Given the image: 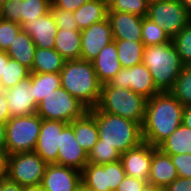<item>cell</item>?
Segmentation results:
<instances>
[{"label":"cell","instance_id":"b9f144b4","mask_svg":"<svg viewBox=\"0 0 191 191\" xmlns=\"http://www.w3.org/2000/svg\"><path fill=\"white\" fill-rule=\"evenodd\" d=\"M91 0H51V5L66 11L75 12L80 6Z\"/></svg>","mask_w":191,"mask_h":191},{"label":"cell","instance_id":"5bb4252c","mask_svg":"<svg viewBox=\"0 0 191 191\" xmlns=\"http://www.w3.org/2000/svg\"><path fill=\"white\" fill-rule=\"evenodd\" d=\"M58 156L54 164L82 171L88 163V153L77 142L73 127L68 124L60 134Z\"/></svg>","mask_w":191,"mask_h":191},{"label":"cell","instance_id":"74e56055","mask_svg":"<svg viewBox=\"0 0 191 191\" xmlns=\"http://www.w3.org/2000/svg\"><path fill=\"white\" fill-rule=\"evenodd\" d=\"M107 171L108 185L110 191H116L119 184L126 177V173L121 160L101 165Z\"/></svg>","mask_w":191,"mask_h":191},{"label":"cell","instance_id":"f1b7e54d","mask_svg":"<svg viewBox=\"0 0 191 191\" xmlns=\"http://www.w3.org/2000/svg\"><path fill=\"white\" fill-rule=\"evenodd\" d=\"M33 96L39 103L42 99L61 87L60 73H30Z\"/></svg>","mask_w":191,"mask_h":191},{"label":"cell","instance_id":"5b68a950","mask_svg":"<svg viewBox=\"0 0 191 191\" xmlns=\"http://www.w3.org/2000/svg\"><path fill=\"white\" fill-rule=\"evenodd\" d=\"M147 99L131 89L101 85V96L96 106L101 112L114 114L134 122L141 127L145 119Z\"/></svg>","mask_w":191,"mask_h":191},{"label":"cell","instance_id":"8992f818","mask_svg":"<svg viewBox=\"0 0 191 191\" xmlns=\"http://www.w3.org/2000/svg\"><path fill=\"white\" fill-rule=\"evenodd\" d=\"M42 118L37 114L11 117L6 123L5 156L34 151Z\"/></svg>","mask_w":191,"mask_h":191},{"label":"cell","instance_id":"7c38bea8","mask_svg":"<svg viewBox=\"0 0 191 191\" xmlns=\"http://www.w3.org/2000/svg\"><path fill=\"white\" fill-rule=\"evenodd\" d=\"M81 59L93 61L113 38L109 19L92 24L81 31Z\"/></svg>","mask_w":191,"mask_h":191},{"label":"cell","instance_id":"f35d334b","mask_svg":"<svg viewBox=\"0 0 191 191\" xmlns=\"http://www.w3.org/2000/svg\"><path fill=\"white\" fill-rule=\"evenodd\" d=\"M54 21L57 24L58 29H70V30H79L78 23L75 20L73 12L66 11L54 6H50L49 9Z\"/></svg>","mask_w":191,"mask_h":191},{"label":"cell","instance_id":"3957f363","mask_svg":"<svg viewBox=\"0 0 191 191\" xmlns=\"http://www.w3.org/2000/svg\"><path fill=\"white\" fill-rule=\"evenodd\" d=\"M88 111L96 119L100 145L114 147L123 154L143 142L142 127L137 122L101 112L97 107Z\"/></svg>","mask_w":191,"mask_h":191},{"label":"cell","instance_id":"f6af8a7d","mask_svg":"<svg viewBox=\"0 0 191 191\" xmlns=\"http://www.w3.org/2000/svg\"><path fill=\"white\" fill-rule=\"evenodd\" d=\"M182 124L191 129V104L184 106Z\"/></svg>","mask_w":191,"mask_h":191},{"label":"cell","instance_id":"c3c4849f","mask_svg":"<svg viewBox=\"0 0 191 191\" xmlns=\"http://www.w3.org/2000/svg\"><path fill=\"white\" fill-rule=\"evenodd\" d=\"M10 57L5 51H0V79L4 76L5 66L7 65Z\"/></svg>","mask_w":191,"mask_h":191},{"label":"cell","instance_id":"ffe728a7","mask_svg":"<svg viewBox=\"0 0 191 191\" xmlns=\"http://www.w3.org/2000/svg\"><path fill=\"white\" fill-rule=\"evenodd\" d=\"M178 177L170 155L153 146V155L148 185L166 188Z\"/></svg>","mask_w":191,"mask_h":191},{"label":"cell","instance_id":"ee69618b","mask_svg":"<svg viewBox=\"0 0 191 191\" xmlns=\"http://www.w3.org/2000/svg\"><path fill=\"white\" fill-rule=\"evenodd\" d=\"M7 99L5 96V91H0V123L6 124L11 118L9 108L7 105Z\"/></svg>","mask_w":191,"mask_h":191},{"label":"cell","instance_id":"6da1fadb","mask_svg":"<svg viewBox=\"0 0 191 191\" xmlns=\"http://www.w3.org/2000/svg\"><path fill=\"white\" fill-rule=\"evenodd\" d=\"M183 109L184 106L169 91L147 99L143 141L157 147L182 124Z\"/></svg>","mask_w":191,"mask_h":191},{"label":"cell","instance_id":"d4e9b609","mask_svg":"<svg viewBox=\"0 0 191 191\" xmlns=\"http://www.w3.org/2000/svg\"><path fill=\"white\" fill-rule=\"evenodd\" d=\"M36 48L30 35L21 29L6 53L11 59L31 70Z\"/></svg>","mask_w":191,"mask_h":191},{"label":"cell","instance_id":"836d02e7","mask_svg":"<svg viewBox=\"0 0 191 191\" xmlns=\"http://www.w3.org/2000/svg\"><path fill=\"white\" fill-rule=\"evenodd\" d=\"M183 65H191V21L171 39Z\"/></svg>","mask_w":191,"mask_h":191},{"label":"cell","instance_id":"4fadbf2b","mask_svg":"<svg viewBox=\"0 0 191 191\" xmlns=\"http://www.w3.org/2000/svg\"><path fill=\"white\" fill-rule=\"evenodd\" d=\"M45 191H81V171L57 164H47L42 183Z\"/></svg>","mask_w":191,"mask_h":191},{"label":"cell","instance_id":"4dcf8cb0","mask_svg":"<svg viewBox=\"0 0 191 191\" xmlns=\"http://www.w3.org/2000/svg\"><path fill=\"white\" fill-rule=\"evenodd\" d=\"M171 38L147 16L142 18V43L146 46L170 43Z\"/></svg>","mask_w":191,"mask_h":191},{"label":"cell","instance_id":"7a4b0ae2","mask_svg":"<svg viewBox=\"0 0 191 191\" xmlns=\"http://www.w3.org/2000/svg\"><path fill=\"white\" fill-rule=\"evenodd\" d=\"M59 73L63 89L88 109L98 105L102 84L98 81L92 61L82 59L65 61Z\"/></svg>","mask_w":191,"mask_h":191},{"label":"cell","instance_id":"cb8c5ba5","mask_svg":"<svg viewBox=\"0 0 191 191\" xmlns=\"http://www.w3.org/2000/svg\"><path fill=\"white\" fill-rule=\"evenodd\" d=\"M108 3L104 0H91L80 6L73 15L79 30H84L92 24L108 18Z\"/></svg>","mask_w":191,"mask_h":191},{"label":"cell","instance_id":"d6a6232c","mask_svg":"<svg viewBox=\"0 0 191 191\" xmlns=\"http://www.w3.org/2000/svg\"><path fill=\"white\" fill-rule=\"evenodd\" d=\"M30 73L29 68L10 58L5 66L4 76L0 79L1 90L15 86L21 80L29 77Z\"/></svg>","mask_w":191,"mask_h":191},{"label":"cell","instance_id":"11a10c76","mask_svg":"<svg viewBox=\"0 0 191 191\" xmlns=\"http://www.w3.org/2000/svg\"><path fill=\"white\" fill-rule=\"evenodd\" d=\"M6 0H0V8Z\"/></svg>","mask_w":191,"mask_h":191},{"label":"cell","instance_id":"83f0119b","mask_svg":"<svg viewBox=\"0 0 191 191\" xmlns=\"http://www.w3.org/2000/svg\"><path fill=\"white\" fill-rule=\"evenodd\" d=\"M82 188L89 191H110L107 171L101 165L87 163L81 171Z\"/></svg>","mask_w":191,"mask_h":191},{"label":"cell","instance_id":"f5cc1de1","mask_svg":"<svg viewBox=\"0 0 191 191\" xmlns=\"http://www.w3.org/2000/svg\"><path fill=\"white\" fill-rule=\"evenodd\" d=\"M145 191H166V190L165 188L162 187L148 186Z\"/></svg>","mask_w":191,"mask_h":191},{"label":"cell","instance_id":"9a60e30c","mask_svg":"<svg viewBox=\"0 0 191 191\" xmlns=\"http://www.w3.org/2000/svg\"><path fill=\"white\" fill-rule=\"evenodd\" d=\"M4 91L11 117L36 113L38 103L33 96V84L30 76Z\"/></svg>","mask_w":191,"mask_h":191},{"label":"cell","instance_id":"603a6c76","mask_svg":"<svg viewBox=\"0 0 191 191\" xmlns=\"http://www.w3.org/2000/svg\"><path fill=\"white\" fill-rule=\"evenodd\" d=\"M81 30L58 29L54 49L66 60L81 59Z\"/></svg>","mask_w":191,"mask_h":191},{"label":"cell","instance_id":"7bdbcfd3","mask_svg":"<svg viewBox=\"0 0 191 191\" xmlns=\"http://www.w3.org/2000/svg\"><path fill=\"white\" fill-rule=\"evenodd\" d=\"M166 191H191V178L177 177L166 188Z\"/></svg>","mask_w":191,"mask_h":191},{"label":"cell","instance_id":"9c48e42d","mask_svg":"<svg viewBox=\"0 0 191 191\" xmlns=\"http://www.w3.org/2000/svg\"><path fill=\"white\" fill-rule=\"evenodd\" d=\"M147 17L171 39L191 21L190 13L179 0H150Z\"/></svg>","mask_w":191,"mask_h":191},{"label":"cell","instance_id":"2e32d148","mask_svg":"<svg viewBox=\"0 0 191 191\" xmlns=\"http://www.w3.org/2000/svg\"><path fill=\"white\" fill-rule=\"evenodd\" d=\"M67 125V123L58 120L42 119L40 133L34 151L47 164H53L57 161L60 134Z\"/></svg>","mask_w":191,"mask_h":191},{"label":"cell","instance_id":"60d3db41","mask_svg":"<svg viewBox=\"0 0 191 191\" xmlns=\"http://www.w3.org/2000/svg\"><path fill=\"white\" fill-rule=\"evenodd\" d=\"M148 186V182L145 180L126 176L116 191H145Z\"/></svg>","mask_w":191,"mask_h":191},{"label":"cell","instance_id":"8fae6325","mask_svg":"<svg viewBox=\"0 0 191 191\" xmlns=\"http://www.w3.org/2000/svg\"><path fill=\"white\" fill-rule=\"evenodd\" d=\"M51 0H6L0 8V18L21 26L49 12Z\"/></svg>","mask_w":191,"mask_h":191},{"label":"cell","instance_id":"8d00e7d4","mask_svg":"<svg viewBox=\"0 0 191 191\" xmlns=\"http://www.w3.org/2000/svg\"><path fill=\"white\" fill-rule=\"evenodd\" d=\"M21 25L0 18V51H7L21 30Z\"/></svg>","mask_w":191,"mask_h":191},{"label":"cell","instance_id":"db71d44e","mask_svg":"<svg viewBox=\"0 0 191 191\" xmlns=\"http://www.w3.org/2000/svg\"><path fill=\"white\" fill-rule=\"evenodd\" d=\"M7 176H6V173L0 178V191L3 190V187H4V183L5 181L7 180Z\"/></svg>","mask_w":191,"mask_h":191},{"label":"cell","instance_id":"e575fe53","mask_svg":"<svg viewBox=\"0 0 191 191\" xmlns=\"http://www.w3.org/2000/svg\"><path fill=\"white\" fill-rule=\"evenodd\" d=\"M150 0H111L108 11L127 12L141 17L148 14Z\"/></svg>","mask_w":191,"mask_h":191},{"label":"cell","instance_id":"4316f807","mask_svg":"<svg viewBox=\"0 0 191 191\" xmlns=\"http://www.w3.org/2000/svg\"><path fill=\"white\" fill-rule=\"evenodd\" d=\"M65 59L53 48H36L31 73H59Z\"/></svg>","mask_w":191,"mask_h":191},{"label":"cell","instance_id":"d6986e66","mask_svg":"<svg viewBox=\"0 0 191 191\" xmlns=\"http://www.w3.org/2000/svg\"><path fill=\"white\" fill-rule=\"evenodd\" d=\"M22 30L30 35L35 46L42 49H53L58 27L50 11L34 21L25 22Z\"/></svg>","mask_w":191,"mask_h":191},{"label":"cell","instance_id":"bcb514c9","mask_svg":"<svg viewBox=\"0 0 191 191\" xmlns=\"http://www.w3.org/2000/svg\"><path fill=\"white\" fill-rule=\"evenodd\" d=\"M6 124L0 123V151L5 155Z\"/></svg>","mask_w":191,"mask_h":191},{"label":"cell","instance_id":"ab89813d","mask_svg":"<svg viewBox=\"0 0 191 191\" xmlns=\"http://www.w3.org/2000/svg\"><path fill=\"white\" fill-rule=\"evenodd\" d=\"M178 177L191 178V154L170 155Z\"/></svg>","mask_w":191,"mask_h":191},{"label":"cell","instance_id":"30bf717a","mask_svg":"<svg viewBox=\"0 0 191 191\" xmlns=\"http://www.w3.org/2000/svg\"><path fill=\"white\" fill-rule=\"evenodd\" d=\"M108 84L119 88L131 89L146 99L152 98L160 92L155 86L153 76L143 63L129 68L122 67Z\"/></svg>","mask_w":191,"mask_h":191},{"label":"cell","instance_id":"52a82bcc","mask_svg":"<svg viewBox=\"0 0 191 191\" xmlns=\"http://www.w3.org/2000/svg\"><path fill=\"white\" fill-rule=\"evenodd\" d=\"M88 110L83 103L60 87L38 103L36 113L44 120H58L69 124Z\"/></svg>","mask_w":191,"mask_h":191},{"label":"cell","instance_id":"d590c367","mask_svg":"<svg viewBox=\"0 0 191 191\" xmlns=\"http://www.w3.org/2000/svg\"><path fill=\"white\" fill-rule=\"evenodd\" d=\"M121 154L111 146L100 145V139L88 154V163L94 165L108 164L120 160Z\"/></svg>","mask_w":191,"mask_h":191},{"label":"cell","instance_id":"f907efd6","mask_svg":"<svg viewBox=\"0 0 191 191\" xmlns=\"http://www.w3.org/2000/svg\"><path fill=\"white\" fill-rule=\"evenodd\" d=\"M5 174V155L0 151V178Z\"/></svg>","mask_w":191,"mask_h":191},{"label":"cell","instance_id":"44dd1931","mask_svg":"<svg viewBox=\"0 0 191 191\" xmlns=\"http://www.w3.org/2000/svg\"><path fill=\"white\" fill-rule=\"evenodd\" d=\"M98 81L108 83L122 69L115 40L107 44L92 61Z\"/></svg>","mask_w":191,"mask_h":191},{"label":"cell","instance_id":"277c9868","mask_svg":"<svg viewBox=\"0 0 191 191\" xmlns=\"http://www.w3.org/2000/svg\"><path fill=\"white\" fill-rule=\"evenodd\" d=\"M142 63L150 71L160 92L173 88L184 66L172 42L146 46Z\"/></svg>","mask_w":191,"mask_h":191},{"label":"cell","instance_id":"7dc6e473","mask_svg":"<svg viewBox=\"0 0 191 191\" xmlns=\"http://www.w3.org/2000/svg\"><path fill=\"white\" fill-rule=\"evenodd\" d=\"M2 191H23V186H20L19 184L7 179L4 183Z\"/></svg>","mask_w":191,"mask_h":191},{"label":"cell","instance_id":"ba28073f","mask_svg":"<svg viewBox=\"0 0 191 191\" xmlns=\"http://www.w3.org/2000/svg\"><path fill=\"white\" fill-rule=\"evenodd\" d=\"M46 166L47 163L35 151L5 156L6 176L20 186L41 184Z\"/></svg>","mask_w":191,"mask_h":191},{"label":"cell","instance_id":"816d5d0a","mask_svg":"<svg viewBox=\"0 0 191 191\" xmlns=\"http://www.w3.org/2000/svg\"><path fill=\"white\" fill-rule=\"evenodd\" d=\"M179 2L185 7V9L191 15V0H179Z\"/></svg>","mask_w":191,"mask_h":191},{"label":"cell","instance_id":"e0dca14e","mask_svg":"<svg viewBox=\"0 0 191 191\" xmlns=\"http://www.w3.org/2000/svg\"><path fill=\"white\" fill-rule=\"evenodd\" d=\"M152 155L153 146L144 141L138 146L121 154L120 160L123 164L126 176L148 182Z\"/></svg>","mask_w":191,"mask_h":191},{"label":"cell","instance_id":"ac0fdd59","mask_svg":"<svg viewBox=\"0 0 191 191\" xmlns=\"http://www.w3.org/2000/svg\"><path fill=\"white\" fill-rule=\"evenodd\" d=\"M142 18L127 12L108 11L114 40L142 42Z\"/></svg>","mask_w":191,"mask_h":191},{"label":"cell","instance_id":"7402d4cb","mask_svg":"<svg viewBox=\"0 0 191 191\" xmlns=\"http://www.w3.org/2000/svg\"><path fill=\"white\" fill-rule=\"evenodd\" d=\"M69 124L73 127L77 142L89 154L99 139L95 117L87 111Z\"/></svg>","mask_w":191,"mask_h":191},{"label":"cell","instance_id":"1f68e13d","mask_svg":"<svg viewBox=\"0 0 191 191\" xmlns=\"http://www.w3.org/2000/svg\"><path fill=\"white\" fill-rule=\"evenodd\" d=\"M183 106L191 104V65H185L169 91Z\"/></svg>","mask_w":191,"mask_h":191},{"label":"cell","instance_id":"681fc988","mask_svg":"<svg viewBox=\"0 0 191 191\" xmlns=\"http://www.w3.org/2000/svg\"><path fill=\"white\" fill-rule=\"evenodd\" d=\"M23 191H45L41 184L39 185H31V186H23Z\"/></svg>","mask_w":191,"mask_h":191},{"label":"cell","instance_id":"f546056e","mask_svg":"<svg viewBox=\"0 0 191 191\" xmlns=\"http://www.w3.org/2000/svg\"><path fill=\"white\" fill-rule=\"evenodd\" d=\"M118 58L123 68L133 67L141 64L145 46L142 42L127 40H115Z\"/></svg>","mask_w":191,"mask_h":191},{"label":"cell","instance_id":"484cf974","mask_svg":"<svg viewBox=\"0 0 191 191\" xmlns=\"http://www.w3.org/2000/svg\"><path fill=\"white\" fill-rule=\"evenodd\" d=\"M157 148L168 155L191 154V129L181 124Z\"/></svg>","mask_w":191,"mask_h":191}]
</instances>
